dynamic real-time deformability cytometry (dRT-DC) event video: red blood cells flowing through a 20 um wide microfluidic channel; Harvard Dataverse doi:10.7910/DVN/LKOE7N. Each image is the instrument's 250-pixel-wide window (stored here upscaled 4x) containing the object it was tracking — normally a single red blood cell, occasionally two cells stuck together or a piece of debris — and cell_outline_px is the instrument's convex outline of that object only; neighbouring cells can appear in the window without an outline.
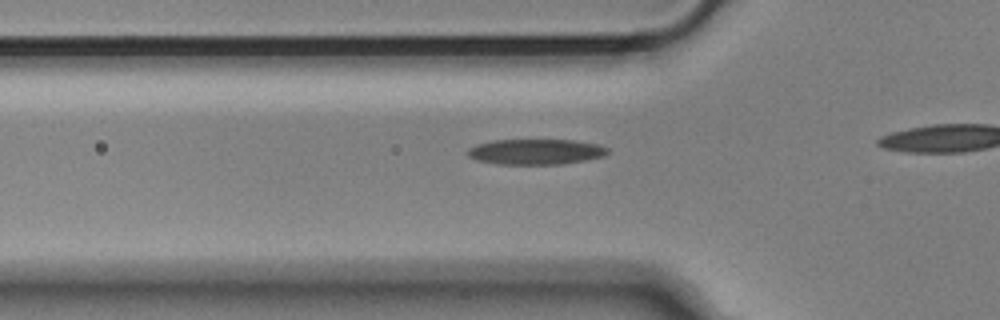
{"species": "Egyptian fruit bat (a non-hibernating species)", "species_latin": "Rousettus aegyptiacus", "temperature_condition": "cold", "stored_images_in_passage": 38, "camera_frame_rate_fps": 3000, "um_per_image_px": 0.085, "animal": {"sex": "male"}, "frame": {"image": 1, "passage_image": 5, "time_ms": 1.333, "image_size_px": [1000, 320], "cell_outline_px": [[608, 152], [604, 156], [584, 160], [560, 164], [496, 164], [476, 160], [468, 156], [468, 148], [476, 144], [492, 140], [572, 140], [596, 144], [608, 148]], "centroid_in_image_um": [45.49, 12.9], "position_along_channel_um": 80.3, "area_um2": 20.69}}
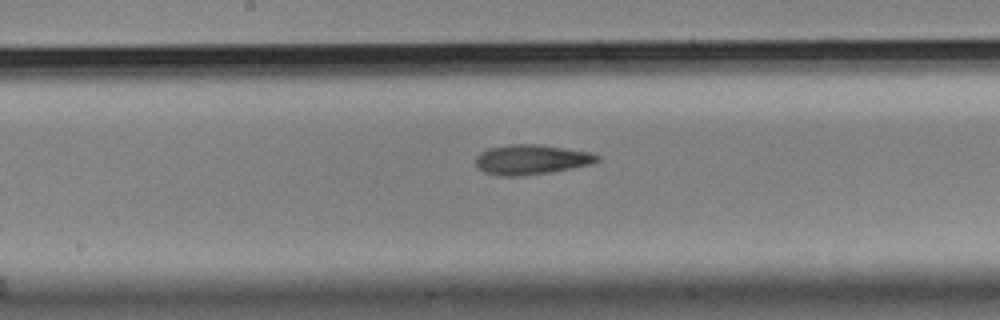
{"frame": {"image": 2, "passage_image": 15, "time_ms": 4.667, "image_size_px": [1000, 320], "cell_outline_px": [[600, 160], [592, 164], [552, 172], [524, 176], [500, 176], [484, 172], [476, 168], [476, 156], [480, 152], [488, 148], [512, 144], [536, 144], [592, 152], [600, 156]], "centroid_in_image_um": [45.16, 13.57], "position_along_channel_um": 203.0, "area_um2": 21.39}}
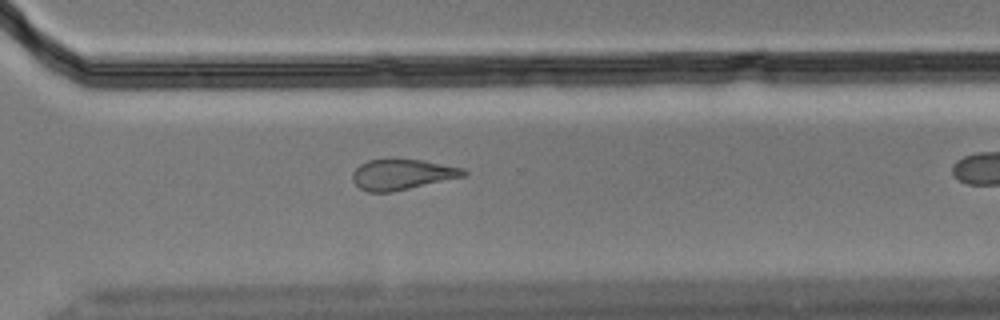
{"frame": {"image": 3, "passage_image": 26, "time_ms": 8.333, "image_size_px": [1000, 320], "cell_outline_px": [[468, 176], [392, 192], [368, 192], [360, 188], [352, 180], [352, 172], [360, 164], [368, 160], [420, 160], [464, 168], [468, 172]], "centroid_in_image_um": [34.21, 14.84], "position_along_channel_um": 336.4, "area_um2": 19.71}, "authors_computed_cell_mechanics": {"area_um2": 20.8369, "velocity_mm_per_s": 3.6508, "shape_relaxation_time_tau1_ms": 4.6499, "shape_relaxation_time_tau2_ms": 4.4783, "deformation_change_tau1": 0.1444, "deformation_change_tau2": 0.1492}}